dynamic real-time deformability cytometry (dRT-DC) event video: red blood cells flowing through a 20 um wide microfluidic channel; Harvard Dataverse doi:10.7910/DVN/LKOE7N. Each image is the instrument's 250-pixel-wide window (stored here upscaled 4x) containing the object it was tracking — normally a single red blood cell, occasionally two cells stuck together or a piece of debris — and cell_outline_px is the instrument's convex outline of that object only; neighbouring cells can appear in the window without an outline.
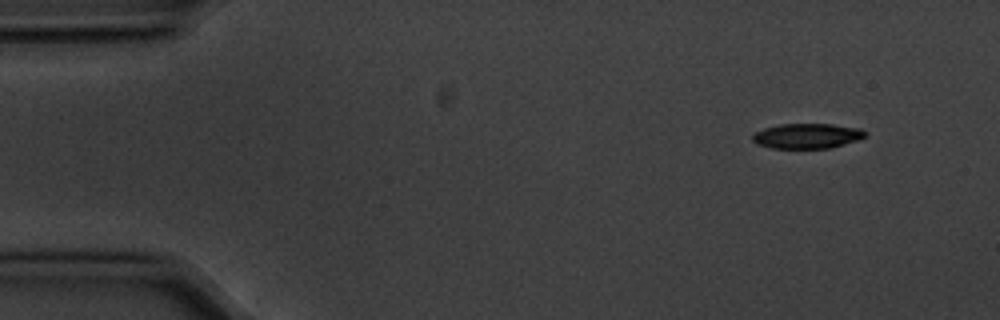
{"species": "common noctule bat (a hibernating species)", "species_latin": "Nyctalus noctula", "temperature_condition": "cold", "stored_images_in_passage": 4, "camera_frame_rate_fps": 3000, "um_per_image_px": 0.085, "animal": {"sex": "male", "body_mass_g": 20.1, "forearm_length_mm": 53.5}, "frame": {"image": 1, "passage_image": 1, "time_ms": 0.0, "image_size_px": [1000, 320], "cell_outline_px": [[868, 132], [864, 136], [856, 140], [844, 144], [828, 148], [772, 148], [756, 144], [752, 140], [752, 136], [756, 132], [764, 128], [780, 124], [832, 124], [860, 128]], "centroid_in_image_um": [68.59, 11.55], "position_along_channel_um": 16.4, "area_um2": 16.36}}
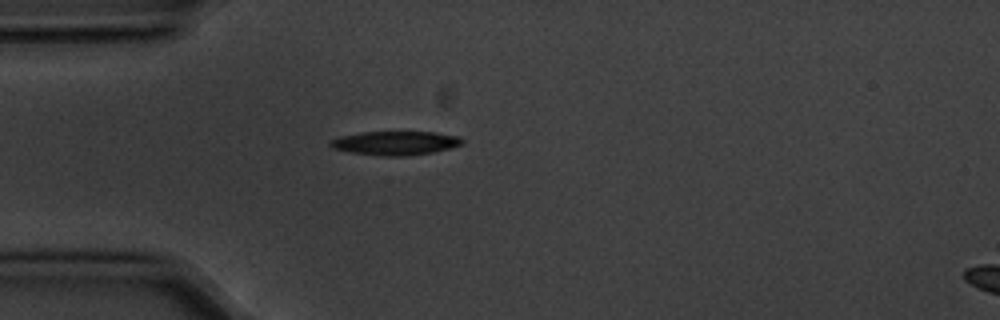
{"frame": {"image": 2, "passage_image": 4, "time_ms": 1.0, "image_size_px": [1000, 320], "cell_outline_px": [[464, 144], [432, 152], [408, 156], [380, 156], [352, 152], [332, 148], [328, 144], [328, 140], [340, 136], [360, 132], [436, 132], [460, 136], [464, 140]], "centroid_in_image_um": [33.6, 12.15], "position_along_channel_um": 51.4, "area_um2": 18.5}}